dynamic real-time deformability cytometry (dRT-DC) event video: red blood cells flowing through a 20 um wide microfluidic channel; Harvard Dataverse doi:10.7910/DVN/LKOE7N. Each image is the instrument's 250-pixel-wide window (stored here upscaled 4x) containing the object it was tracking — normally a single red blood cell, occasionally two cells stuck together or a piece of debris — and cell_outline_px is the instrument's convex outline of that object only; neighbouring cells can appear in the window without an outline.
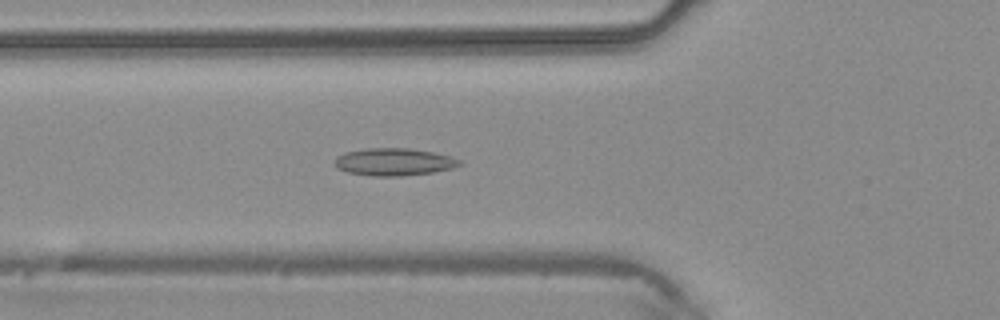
{"species": "common noctule bat (a hibernating species)", "species_latin": "Nyctalus noctula", "temperature_condition": "warm", "stored_images_in_passage": 40, "camera_frame_rate_fps": 3000, "um_per_image_px": 0.085, "animal": {"sex": "male", "body_mass_g": 20.4}, "frame": {"image": 1, "passage_image": 11, "time_ms": 3.333, "image_size_px": [1000, 320], "cell_outline_px": [[464, 164], [452, 168], [432, 172], [400, 176], [372, 176], [348, 172], [336, 168], [332, 164], [336, 156], [344, 152], [368, 148], [408, 148], [432, 152], [448, 156], [460, 160]], "centroid_in_image_um": [33.43, 13.76], "position_along_channel_um": 92.4, "area_um2": 20.0}}
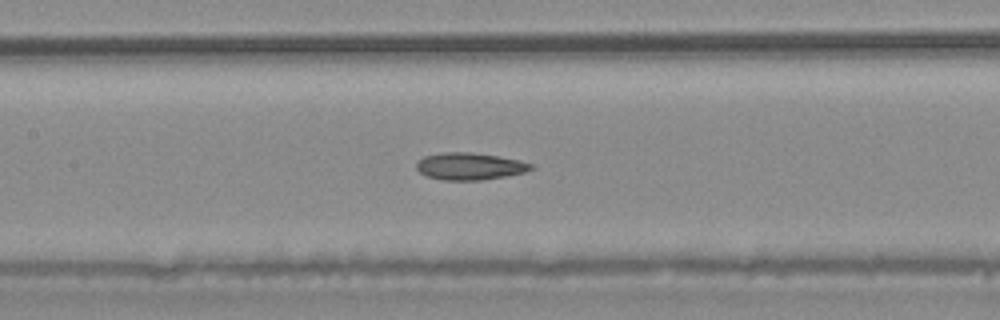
{"frame": {"image": 2, "passage_image": 16, "time_ms": 5.0, "image_size_px": [1000, 320], "cell_outline_px": [[536, 168], [524, 172], [504, 176], [480, 180], [440, 180], [424, 176], [416, 168], [416, 164], [424, 156], [444, 152], [468, 152], [496, 156], [520, 160], [536, 164]], "centroid_in_image_um": [39.94, 14.14], "position_along_channel_um": 167.5, "area_um2": 18.15}}
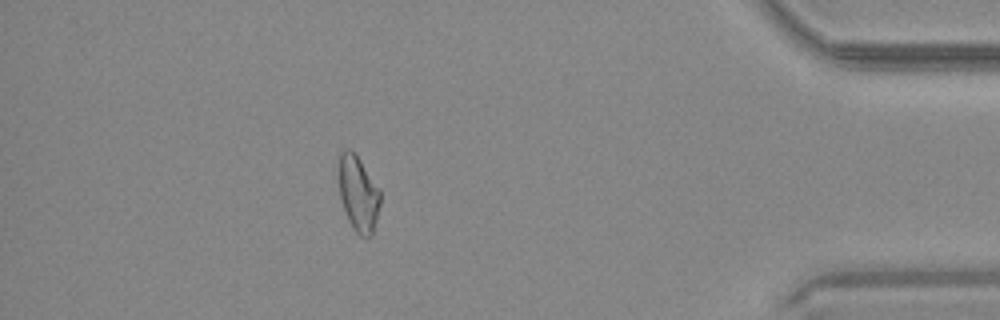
{"frame": {"image": 3, "passage_image": 35, "time_ms": 11.333, "image_size_px": [1000, 320], "cell_outline_px": [[380, 204], [372, 236], [360, 236], [352, 228], [348, 220], [340, 200], [336, 168], [340, 152], [344, 148], [348, 148], [360, 160], [380, 188]], "centroid_in_image_um": [30.41, 16.42], "position_along_channel_um": 404.8, "area_um2": 18.79}}